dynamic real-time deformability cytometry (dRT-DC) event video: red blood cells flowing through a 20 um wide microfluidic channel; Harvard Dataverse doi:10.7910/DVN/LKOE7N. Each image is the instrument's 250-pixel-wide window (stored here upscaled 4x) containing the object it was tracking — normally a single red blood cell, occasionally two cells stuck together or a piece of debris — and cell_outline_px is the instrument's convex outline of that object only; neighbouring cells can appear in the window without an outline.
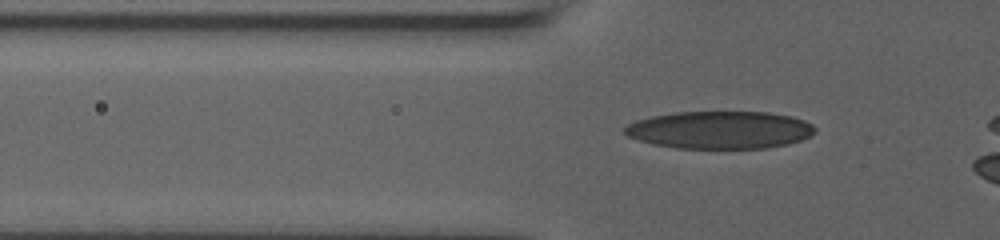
{"species": "human", "species_latin": "Homo sapiens", "temperature_condition": "room temperature", "stored_images_in_passage": 44, "camera_frame_rate_fps": 3000, "um_per_image_px": 0.085, "donor": {"sex": "male"}, "frame": {"image": 1, "passage_image": 12, "time_ms": 3.667, "image_size_px": [1000, 240], "cell_outline_px": [[816, 132], [800, 140], [788, 144], [764, 148], [676, 148], [656, 144], [640, 140], [628, 136], [624, 132], [624, 128], [628, 124], [636, 120], [652, 116], [676, 112], [768, 112], [792, 116], [804, 120], [812, 124], [816, 128]], "centroid_in_image_um": [61.22, 11.04], "position_along_channel_um": 64.6, "area_um2": 41.56}}
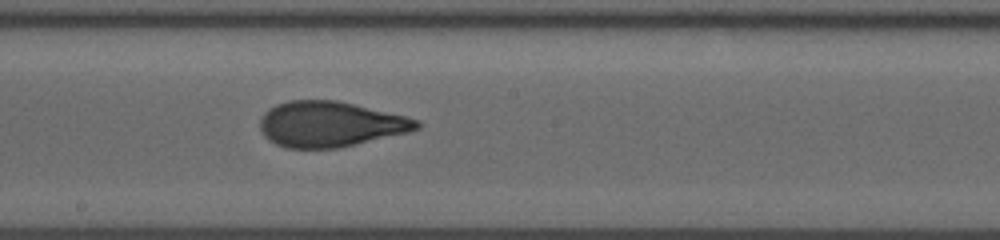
{"frame": {"image": 2, "passage_image": 25, "time_ms": 8.0, "image_size_px": [1000, 240], "cell_outline_px": [[420, 128], [408, 132], [340, 148], [284, 148], [268, 140], [264, 136], [260, 128], [260, 120], [264, 112], [268, 108], [276, 104], [288, 100], [336, 100], [404, 116], [420, 120]], "centroid_in_image_um": [28.03, 10.56], "position_along_channel_um": 220.2, "area_um2": 41.5}}
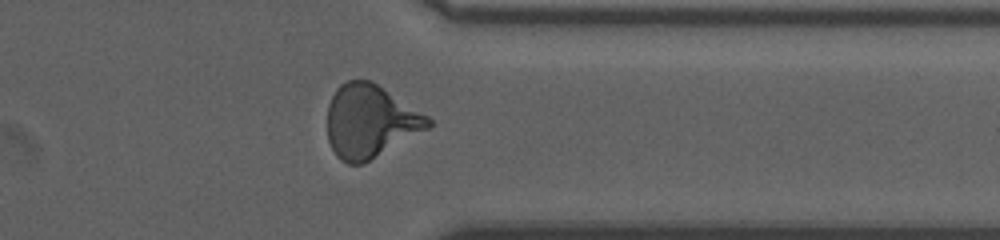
{"frame": {"image": 3, "passage_image": 38, "time_ms": 12.333, "image_size_px": [1000, 240], "cell_outline_px": [[432, 124], [428, 128], [364, 164], [348, 164], [340, 160], [336, 156], [328, 140], [328, 104], [336, 88], [340, 84], [348, 80], [372, 80], [428, 116], [432, 120]], "centroid_in_image_um": [31.44, 10.31], "position_along_channel_um": 380.0, "area_um2": 42.89}}